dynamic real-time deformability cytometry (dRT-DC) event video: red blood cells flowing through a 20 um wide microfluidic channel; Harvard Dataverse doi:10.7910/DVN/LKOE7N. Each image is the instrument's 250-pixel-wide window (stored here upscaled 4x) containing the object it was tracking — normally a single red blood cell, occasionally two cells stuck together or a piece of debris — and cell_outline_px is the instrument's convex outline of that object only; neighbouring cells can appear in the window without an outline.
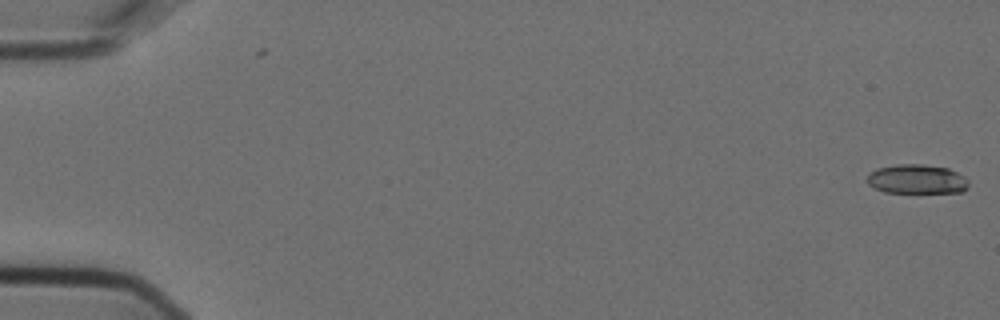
{"species": "Egyptian fruit bat (a non-hibernating species)", "species_latin": "Rousettus aegyptiacus", "temperature_condition": "cold", "stored_images_in_passage": 5, "camera_frame_rate_fps": 3000, "um_per_image_px": 0.085, "animal": {"sex": "female"}, "frame": {"image": 1, "passage_image": 1, "time_ms": 0.0, "image_size_px": [1000, 320], "cell_outline_px": [[968, 188], [960, 192], [884, 192], [868, 184], [868, 176], [876, 168], [896, 164], [924, 164], [948, 168], [964, 176], [968, 180]], "centroid_in_image_um": [77.95, 15.22], "position_along_channel_um": 7.1, "area_um2": 17.22}}
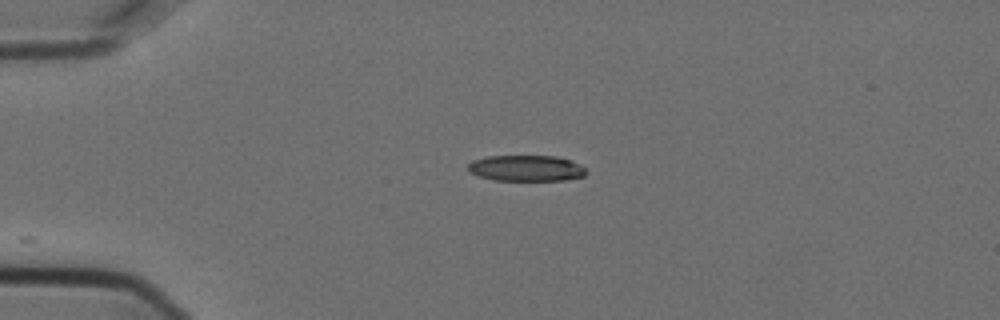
{"frame": {"image": 2, "passage_image": 4, "time_ms": 1.0, "image_size_px": [1000, 320], "cell_outline_px": [[588, 172], [584, 176], [564, 180], [492, 180], [468, 172], [468, 164], [472, 160], [488, 156], [556, 156], [568, 160], [584, 168]], "centroid_in_image_um": [44.68, 14.3], "position_along_channel_um": 40.3, "area_um2": 17.74}}